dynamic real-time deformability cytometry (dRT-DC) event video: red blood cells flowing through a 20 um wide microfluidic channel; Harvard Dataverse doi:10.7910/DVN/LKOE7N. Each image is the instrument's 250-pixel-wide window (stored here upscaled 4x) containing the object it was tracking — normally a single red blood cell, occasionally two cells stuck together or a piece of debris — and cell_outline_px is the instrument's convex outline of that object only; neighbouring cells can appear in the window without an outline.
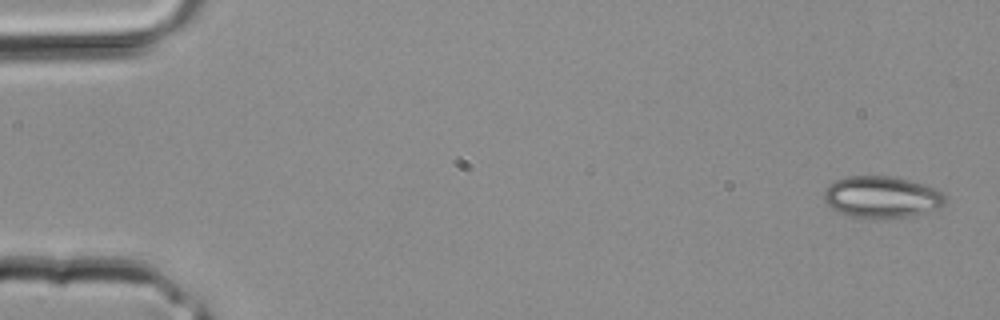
{"species": "common noctule bat (a hibernating species)", "species_latin": "Nyctalus noctula", "temperature_condition": "room temperature", "stored_images_in_passage": 4, "camera_frame_rate_fps": 3000, "um_per_image_px": 0.085, "animal": {"sex": "male", "body_mass_g": 20.4}, "frame": {"image": 1, "passage_image": 4, "time_ms": 1.0, "image_size_px": [1000, 320], "cell_outline_px": [[948, 200], [940, 208], [912, 216], [852, 216], [840, 212], [832, 208], [824, 200], [824, 188], [836, 180], [844, 176], [892, 176], [924, 184], [936, 188]], "centroid_in_image_um": [74.96, 16.71], "position_along_channel_um": 10.0, "area_um2": 28.96}}